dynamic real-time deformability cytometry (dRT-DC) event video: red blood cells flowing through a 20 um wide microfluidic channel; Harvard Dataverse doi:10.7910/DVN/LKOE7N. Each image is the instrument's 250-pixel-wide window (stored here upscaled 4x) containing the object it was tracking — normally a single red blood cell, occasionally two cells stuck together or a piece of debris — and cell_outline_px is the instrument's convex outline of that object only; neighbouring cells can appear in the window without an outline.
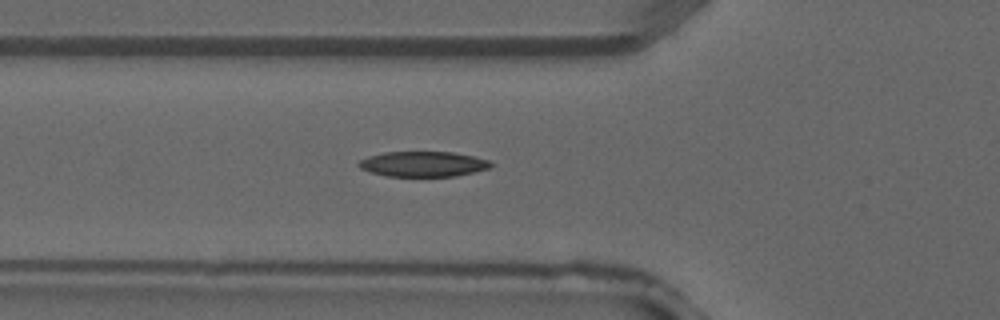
{"species": "common noctule bat (a hibernating species)", "species_latin": "Nyctalus noctula", "temperature_condition": "warm", "stored_images_in_passage": 4, "camera_frame_rate_fps": 3000, "um_per_image_px": 0.085, "animal": {"sex": "male", "forearm_length_mm": 52.5}, "frame": {"image": 1, "passage_image": 4, "time_ms": 1.0, "image_size_px": [1000, 320], "cell_outline_px": [[492, 164], [488, 168], [456, 176], [388, 176], [372, 172], [360, 168], [356, 164], [360, 160], [368, 156], [384, 152], [452, 152], [472, 156], [488, 160]], "centroid_in_image_um": [35.92, 13.94], "position_along_channel_um": 89.9, "area_um2": 19.19}}